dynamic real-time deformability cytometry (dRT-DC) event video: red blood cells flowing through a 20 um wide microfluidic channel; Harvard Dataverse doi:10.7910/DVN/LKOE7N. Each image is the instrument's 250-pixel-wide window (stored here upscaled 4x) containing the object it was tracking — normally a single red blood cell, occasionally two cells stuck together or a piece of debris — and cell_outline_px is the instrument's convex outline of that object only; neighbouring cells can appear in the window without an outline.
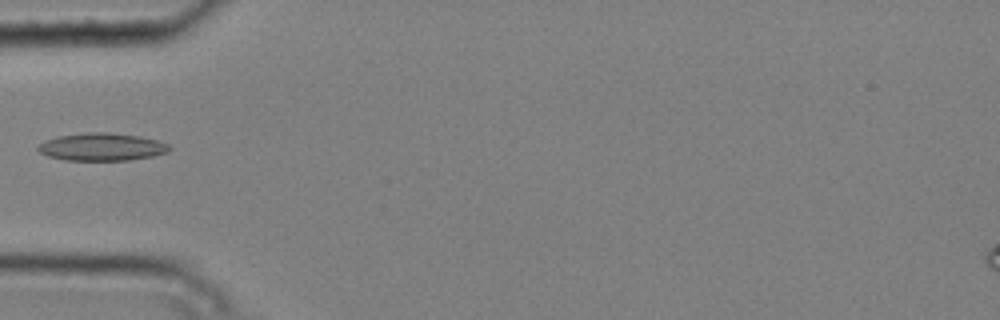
{"species": "common noctule bat (a hibernating species)", "species_latin": "Nyctalus noctula", "temperature_condition": "cold", "stored_images_in_passage": 5, "camera_frame_rate_fps": 3000, "um_per_image_px": 0.085, "animal": {"sex": "male", "body_mass_g": 20.4}, "frame": {"image": 1, "passage_image": 5, "time_ms": 1.333, "image_size_px": [1000, 320], "cell_outline_px": [[172, 148], [168, 152], [152, 156], [128, 160], [64, 160], [48, 156], [40, 152], [36, 148], [44, 140], [56, 136], [88, 132], [108, 132], [140, 136], [156, 140], [168, 144]], "centroid_in_image_um": [8.64, 12.48], "position_along_channel_um": 76.4, "area_um2": 21.21}}